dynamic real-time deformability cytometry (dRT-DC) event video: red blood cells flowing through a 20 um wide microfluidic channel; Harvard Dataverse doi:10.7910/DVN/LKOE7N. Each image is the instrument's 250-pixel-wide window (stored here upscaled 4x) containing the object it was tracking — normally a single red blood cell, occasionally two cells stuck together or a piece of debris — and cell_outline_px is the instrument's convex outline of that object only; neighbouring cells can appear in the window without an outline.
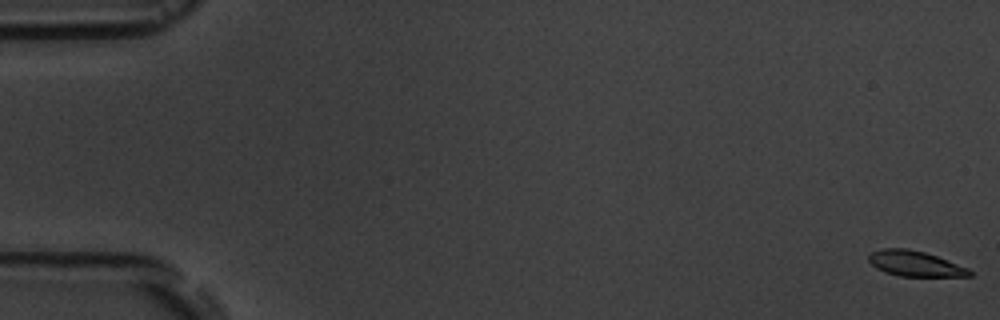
{"species": "common noctule bat (a hibernating species)", "species_latin": "Nyctalus noctula", "temperature_condition": "room temperature", "stored_images_in_passage": 7, "camera_frame_rate_fps": 3000, "um_per_image_px": 0.085, "animal": {"sex": "male", "body_mass_g": 19.5, "forearm_length_mm": 54.6}, "frame": {"image": 1, "passage_image": 1, "time_ms": 0.0, "image_size_px": [1000, 320], "cell_outline_px": [[972, 276], [900, 276], [884, 272], [876, 268], [868, 260], [868, 256], [872, 252], [884, 248], [908, 248], [924, 252], [936, 256], [968, 268], [972, 272]], "centroid_in_image_um": [77.76, 22.41], "position_along_channel_um": 7.2, "area_um2": 14.8}}
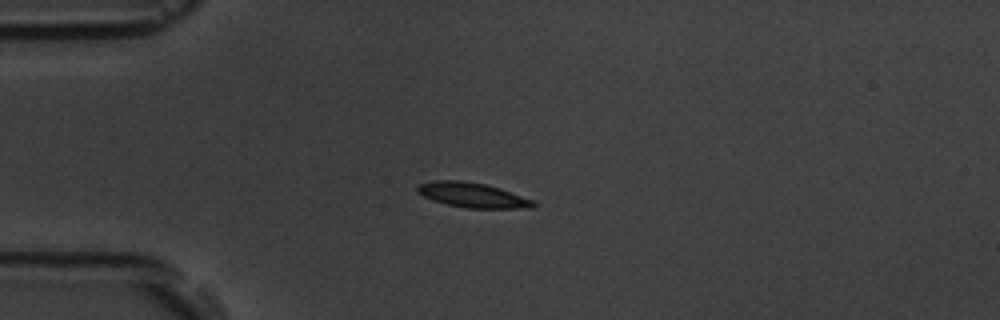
{"frame": {"image": 2, "passage_image": 5, "time_ms": 4.667, "image_size_px": [1000, 320], "cell_outline_px": [[536, 204], [532, 208], [468, 208], [444, 204], [432, 200], [416, 192], [416, 184], [432, 180], [460, 180], [484, 184], [500, 188], [532, 200]], "centroid_in_image_um": [40.08, 16.57], "position_along_channel_um": 44.9, "area_um2": 16.82}}
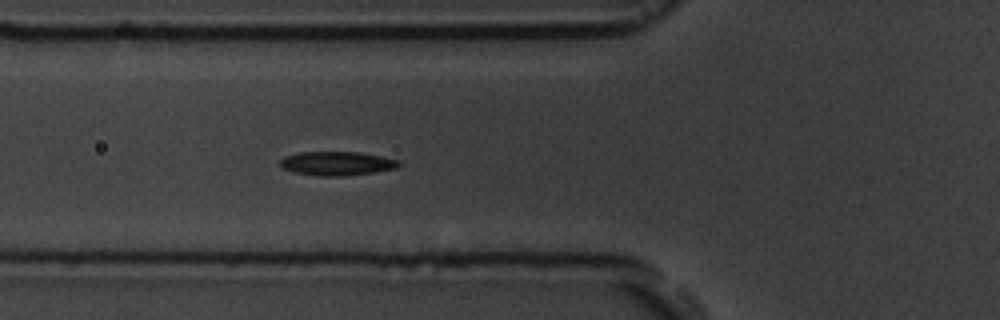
{"frame": {"image": 3, "passage_image": 7, "time_ms": 6.667, "image_size_px": [1000, 320], "cell_outline_px": [[400, 164], [396, 168], [372, 172], [344, 176], [320, 176], [292, 172], [280, 168], [280, 160], [284, 156], [300, 152], [360, 152], [400, 160]], "centroid_in_image_um": [28.59, 13.89], "position_along_channel_um": 97.2, "area_um2": 16.59}}